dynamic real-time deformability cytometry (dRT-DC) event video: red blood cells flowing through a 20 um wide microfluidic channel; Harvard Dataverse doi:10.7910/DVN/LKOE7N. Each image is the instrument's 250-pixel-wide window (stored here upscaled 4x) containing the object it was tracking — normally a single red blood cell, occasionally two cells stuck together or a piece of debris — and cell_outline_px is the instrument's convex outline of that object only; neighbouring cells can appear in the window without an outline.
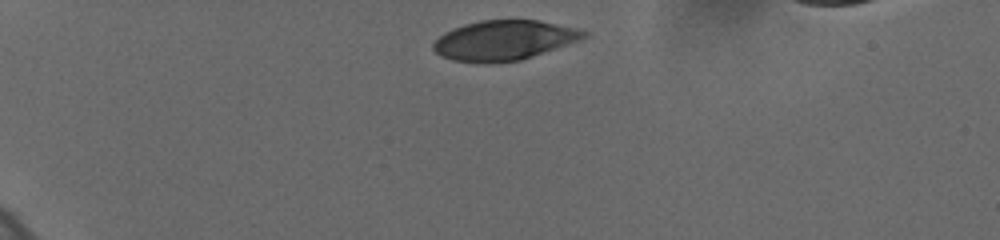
{"species": "human", "species_latin": "Homo sapiens", "temperature_condition": "cold", "stored_images_in_passage": 37, "camera_frame_rate_fps": 3000, "um_per_image_px": 0.085, "donor": {"sex": "female"}, "frame": {"image": 1, "passage_image": 1, "time_ms": 0.0, "image_size_px": [1000, 240], "cell_outline_px": [[588, 36], [580, 40], [520, 60], [488, 64], [452, 60], [440, 56], [432, 48], [432, 44], [444, 32], [464, 24], [480, 20], [536, 20], [572, 28], [588, 32]], "centroid_in_image_um": [42.78, 3.44], "position_along_channel_um": 42.2, "area_um2": 34.68}}
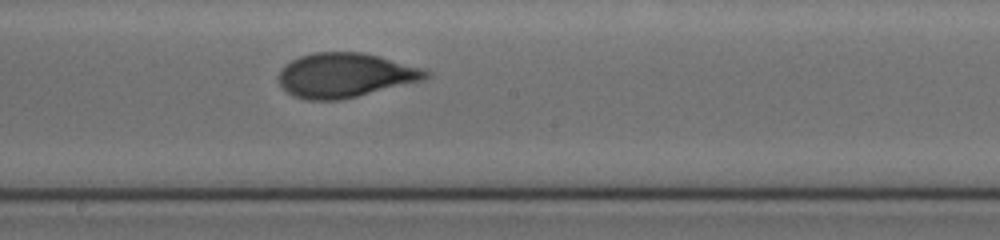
{"frame": {"image": 2, "passage_image": 21, "time_ms": 6.667, "image_size_px": [1000, 240], "cell_outline_px": [[428, 76], [424, 80], [340, 100], [304, 100], [292, 96], [276, 80], [276, 76], [280, 68], [284, 64], [300, 56], [312, 52], [360, 52], [376, 56], [420, 68], [428, 72]], "centroid_in_image_um": [29.22, 6.4], "position_along_channel_um": 219.0, "area_um2": 37.92}}
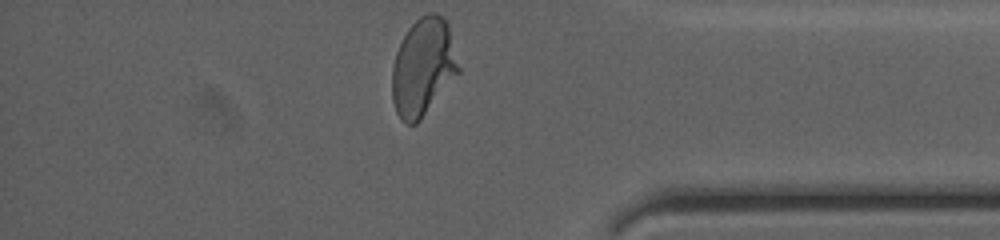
{"frame": {"image": 3, "passage_image": 37, "time_ms": 12.0, "image_size_px": [1000, 240], "cell_outline_px": [[460, 72], [420, 120], [416, 124], [404, 124], [400, 120], [396, 112], [392, 100], [392, 68], [396, 52], [408, 28], [420, 16], [428, 12], [436, 12], [448, 24], [460, 68]], "centroid_in_image_um": [35.96, 5.72], "position_along_channel_um": 399.2, "area_um2": 37.8}, "authors_computed_cell_mechanics": {"area_um2": 37.5122, "velocity_mm_per_s": 3.6182, "shape_relaxation_time_tau1_ms": 6.4781, "shape_relaxation_time_tau2_ms": null, "deformation_change_tau1": 0.2137, "deformation_change_tau2": null}}